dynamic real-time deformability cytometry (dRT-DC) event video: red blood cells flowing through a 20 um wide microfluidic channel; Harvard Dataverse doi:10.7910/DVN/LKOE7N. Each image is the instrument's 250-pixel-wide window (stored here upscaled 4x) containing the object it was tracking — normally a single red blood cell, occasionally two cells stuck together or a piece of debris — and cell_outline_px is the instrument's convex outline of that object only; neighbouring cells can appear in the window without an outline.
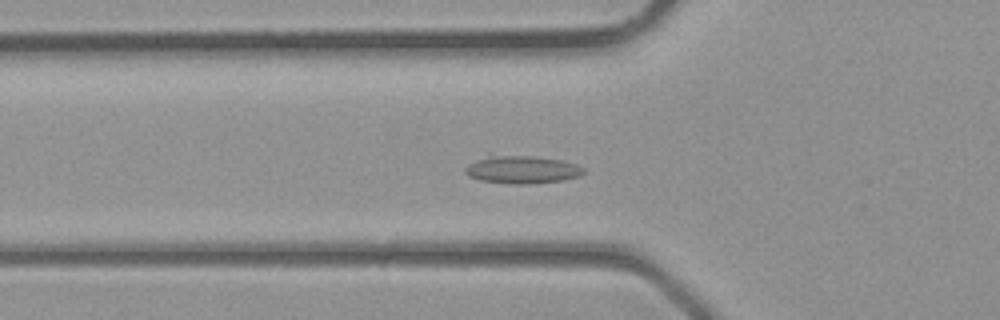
{"species": "common noctule bat (a hibernating species)", "species_latin": "Nyctalus noctula", "temperature_condition": "room temperature", "stored_images_in_passage": 38, "camera_frame_rate_fps": 3000, "um_per_image_px": 0.085, "animal": {"sex": "male", "body_mass_g": 23.1, "forearm_length_mm": 52.7}, "frame": {"image": 1, "passage_image": 13, "time_ms": 4.0, "image_size_px": [1000, 320], "cell_outline_px": [[584, 172], [580, 176], [564, 180], [528, 184], [512, 184], [480, 180], [468, 176], [464, 172], [464, 168], [468, 164], [488, 152], [492, 152], [532, 156], [560, 160], [576, 164], [584, 168]], "centroid_in_image_um": [44.27, 14.37], "position_along_channel_um": 81.5, "area_um2": 19.94}}
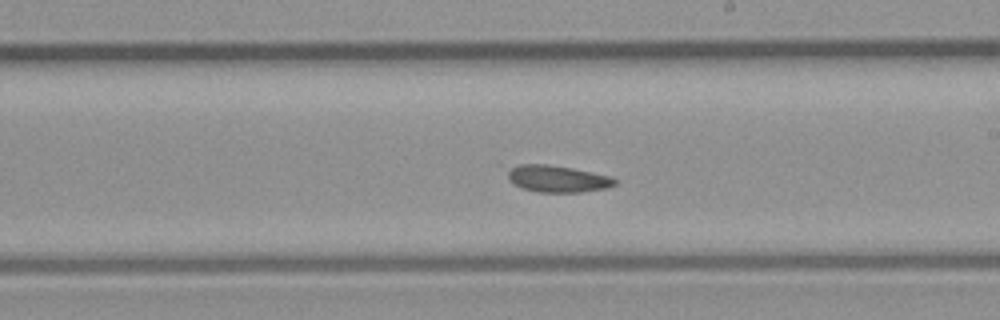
{"frame": {"image": 2, "passage_image": 22, "time_ms": 7.0, "image_size_px": [1000, 320], "cell_outline_px": [[616, 184], [608, 188], [580, 192], [536, 192], [520, 188], [512, 184], [508, 180], [496, 164], [544, 164], [572, 168], [608, 176], [616, 180]], "centroid_in_image_um": [47.1, 15.16], "position_along_channel_um": 241.9, "area_um2": 17.63}}
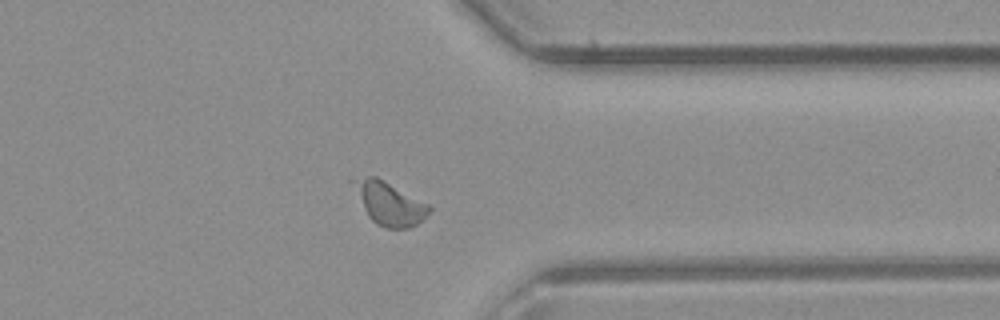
{"frame": {"image": 3, "passage_image": 30, "time_ms": 9.667, "image_size_px": [1000, 320], "cell_outline_px": [[432, 208], [416, 224], [408, 228], [388, 228], [376, 224], [368, 216], [348, 180], [368, 176], [376, 176], [428, 204]], "centroid_in_image_um": [33.02, 17.26], "position_along_channel_um": 378.4, "area_um2": 18.67}}